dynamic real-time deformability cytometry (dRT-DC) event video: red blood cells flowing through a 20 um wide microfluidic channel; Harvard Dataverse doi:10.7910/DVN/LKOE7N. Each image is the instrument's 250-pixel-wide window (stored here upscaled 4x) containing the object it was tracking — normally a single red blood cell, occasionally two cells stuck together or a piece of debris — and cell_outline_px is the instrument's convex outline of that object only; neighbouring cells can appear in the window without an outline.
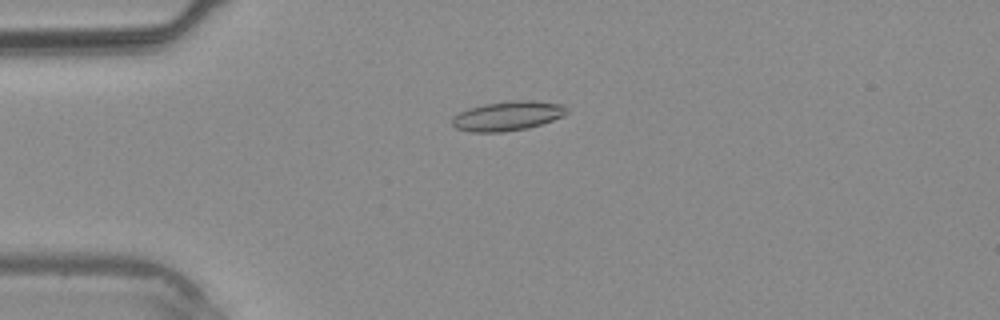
{"species": "common noctule bat (a hibernating species)", "species_latin": "Nyctalus noctula", "temperature_condition": "warm", "stored_images_in_passage": 33, "camera_frame_rate_fps": 3000, "um_per_image_px": 0.085, "animal": {"sex": "male", "body_mass_g": 20.4}, "frame": {"image": 1, "passage_image": 5, "time_ms": 1.333, "image_size_px": [1000, 320], "cell_outline_px": [[568, 112], [564, 116], [528, 128], [504, 132], [468, 132], [456, 128], [452, 124], [452, 116], [468, 108], [484, 104], [512, 100], [536, 100], [564, 104], [568, 108]], "centroid_in_image_um": [43.16, 9.84], "position_along_channel_um": 41.8, "area_um2": 19.94}}
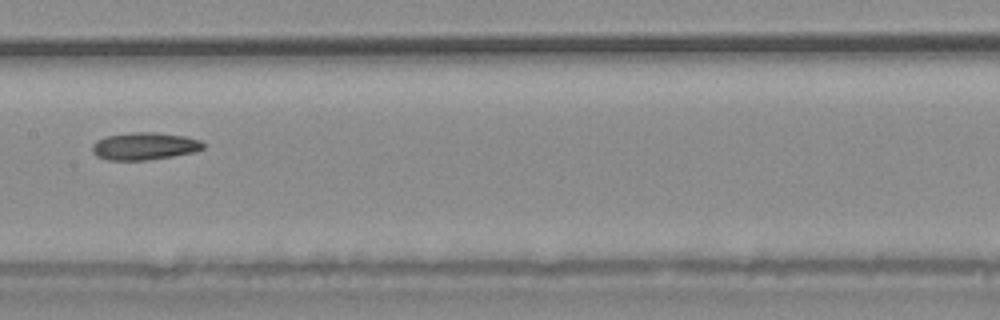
{"frame": {"image": 2, "passage_image": 15, "time_ms": 4.667, "image_size_px": [1000, 320], "cell_outline_px": [[204, 148], [196, 152], [148, 160], [108, 160], [96, 156], [92, 152], [92, 144], [96, 140], [108, 136], [132, 132], [156, 132], [184, 136], [200, 140], [204, 144]], "centroid_in_image_um": [12.28, 12.42], "position_along_channel_um": 195.1, "area_um2": 17.8}}
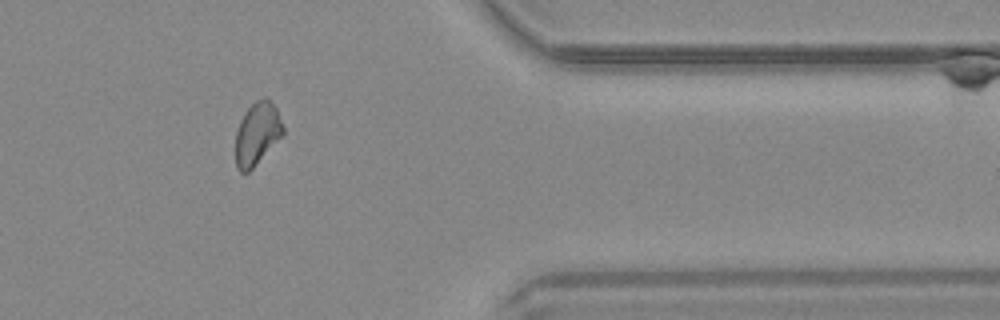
{"frame": {"image": 3, "passage_image": 27, "time_ms": 8.667, "image_size_px": [1000, 320], "cell_outline_px": [[284, 132], [252, 168], [248, 172], [240, 172], [236, 168], [236, 132], [240, 120], [244, 112], [256, 100], [264, 96], [276, 108], [284, 128]], "centroid_in_image_um": [21.83, 11.34], "position_along_channel_um": 389.6, "area_um2": 16.94}}